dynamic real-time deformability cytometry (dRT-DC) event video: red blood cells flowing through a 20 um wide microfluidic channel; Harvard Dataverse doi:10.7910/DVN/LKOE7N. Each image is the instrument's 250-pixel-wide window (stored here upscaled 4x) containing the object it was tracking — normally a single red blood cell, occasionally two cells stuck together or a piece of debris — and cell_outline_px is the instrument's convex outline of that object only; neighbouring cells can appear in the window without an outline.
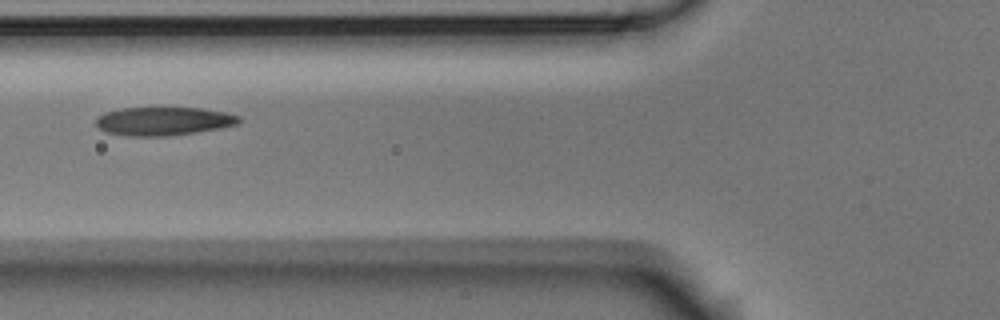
{"species": "Egyptian fruit bat (a non-hibernating species)", "species_latin": "Rousettus aegyptiacus", "temperature_condition": "room temperature", "stored_images_in_passage": 12, "camera_frame_rate_fps": 3000, "um_per_image_px": 0.085, "animal": {"sex": "male"}, "frame": {"image": 1, "passage_image": 3, "time_ms": 0.667, "image_size_px": [1000, 320], "cell_outline_px": [[240, 124], [220, 128], [196, 132], [168, 136], [128, 136], [108, 132], [96, 128], [96, 116], [104, 112], [120, 108], [200, 108], [224, 112], [240, 116]], "centroid_in_image_um": [13.87, 10.3], "position_along_channel_um": 111.9, "area_um2": 23.81}}
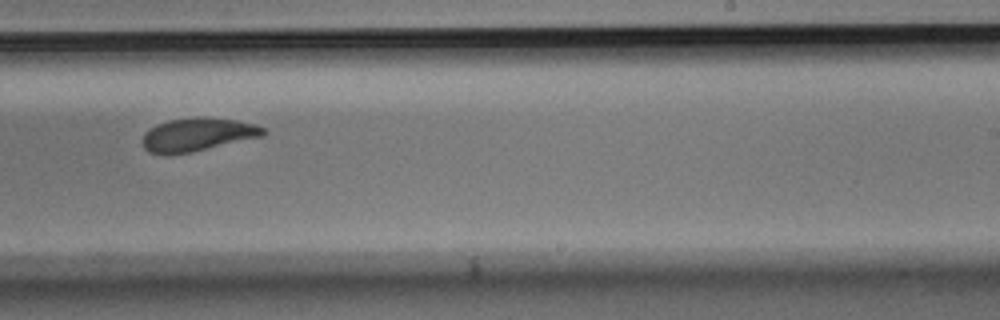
{"frame": {"image": 2, "passage_image": 7, "time_ms": 2.0, "image_size_px": [1000, 320], "cell_outline_px": [[268, 132], [264, 136], [192, 152], [148, 152], [144, 148], [144, 132], [148, 128], [156, 124], [168, 120], [196, 116], [236, 120], [256, 124], [268, 128]], "centroid_in_image_um": [16.88, 11.4], "position_along_channel_um": 272.1, "area_um2": 23.29}}
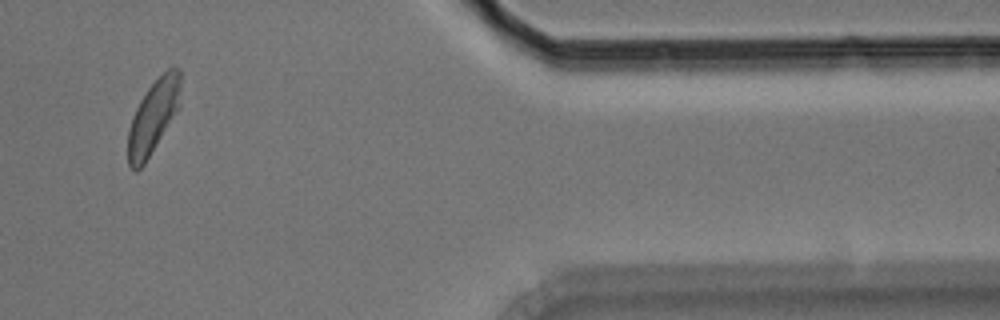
{"frame": {"image": 3, "passage_image": 10, "time_ms": 3.0, "image_size_px": [1000, 320], "cell_outline_px": [[180, 108], [144, 164], [136, 172], [128, 164], [128, 132], [132, 116], [140, 100], [148, 88], [172, 64], [180, 68]], "centroid_in_image_um": [13.05, 9.9], "position_along_channel_um": 398.4, "area_um2": 22.54}}